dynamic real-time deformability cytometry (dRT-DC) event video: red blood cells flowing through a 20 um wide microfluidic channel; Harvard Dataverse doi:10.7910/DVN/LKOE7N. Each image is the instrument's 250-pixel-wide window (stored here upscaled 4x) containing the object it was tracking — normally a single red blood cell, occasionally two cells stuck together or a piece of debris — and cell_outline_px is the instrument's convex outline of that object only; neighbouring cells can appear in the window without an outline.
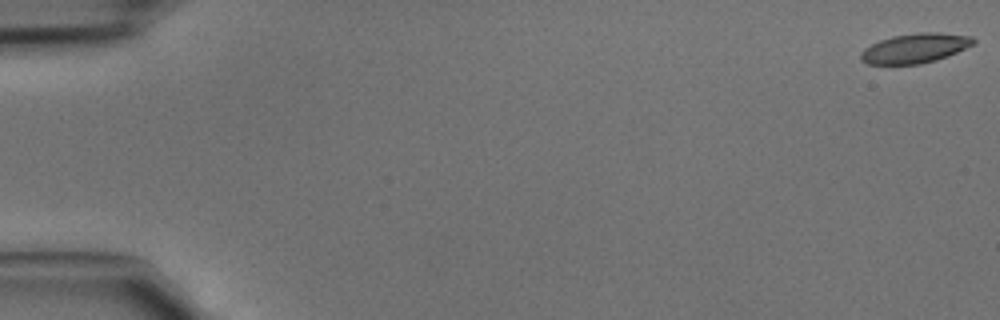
{"species": "common noctule bat (a hibernating species)", "species_latin": "Nyctalus noctula", "temperature_condition": "cold", "stored_images_in_passage": 10, "camera_frame_rate_fps": 3000, "um_per_image_px": 0.085, "animal": {"sex": "male", "body_mass_g": 15.6}, "frame": {"image": 1, "passage_image": 1, "time_ms": 0.0, "image_size_px": [1000, 320], "cell_outline_px": [[976, 40], [972, 44], [948, 56], [936, 60], [920, 64], [868, 64], [860, 60], [860, 52], [864, 48], [880, 40], [892, 36], [920, 32], [936, 32], [972, 36]], "centroid_in_image_um": [77.75, 4.1], "position_along_channel_um": 7.3, "area_um2": 19.36}}